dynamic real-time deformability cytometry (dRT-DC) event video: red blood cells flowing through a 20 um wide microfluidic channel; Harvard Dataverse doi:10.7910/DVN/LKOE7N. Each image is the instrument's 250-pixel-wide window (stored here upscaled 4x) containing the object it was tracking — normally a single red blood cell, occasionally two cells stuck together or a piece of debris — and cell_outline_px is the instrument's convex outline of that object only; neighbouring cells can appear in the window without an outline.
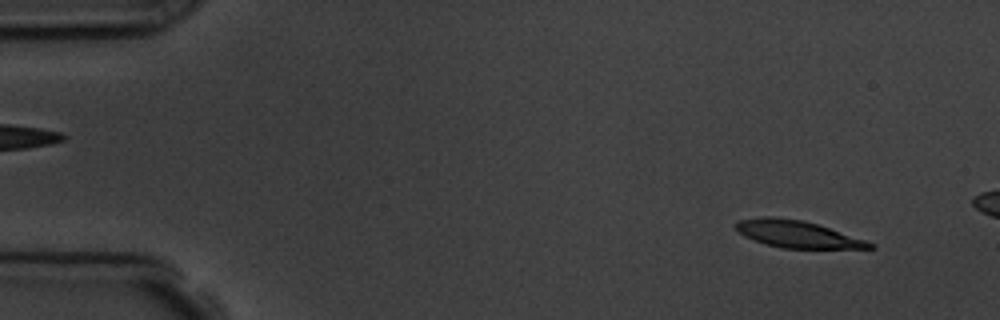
{"species": "common noctule bat (a hibernating species)", "species_latin": "Nyctalus noctula", "temperature_condition": "room temperature", "stored_images_in_passage": 4, "camera_frame_rate_fps": 3000, "um_per_image_px": 0.085, "animal": {"sex": "male", "body_mass_g": 19.5, "forearm_length_mm": 54.6}, "frame": {"image": 1, "passage_image": 1, "time_ms": 0.0, "image_size_px": [1000, 320], "cell_outline_px": [[876, 248], [780, 248], [752, 240], [744, 236], [736, 228], [736, 224], [740, 220], [760, 216], [772, 216], [804, 220], [876, 244]], "centroid_in_image_um": [67.73, 19.9], "position_along_channel_um": 17.3, "area_um2": 20.81}}